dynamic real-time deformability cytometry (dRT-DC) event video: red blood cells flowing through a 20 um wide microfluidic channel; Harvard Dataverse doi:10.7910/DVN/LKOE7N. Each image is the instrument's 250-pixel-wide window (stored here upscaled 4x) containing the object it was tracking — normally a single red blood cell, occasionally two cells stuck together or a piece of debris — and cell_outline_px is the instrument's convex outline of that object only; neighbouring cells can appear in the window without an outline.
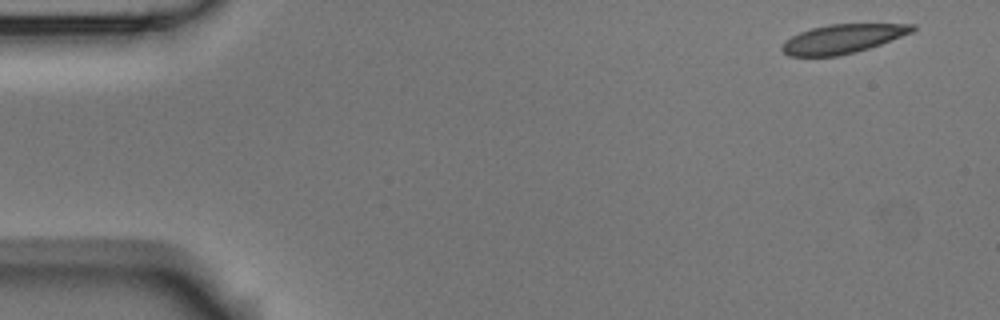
{"species": "Egyptian fruit bat (a non-hibernating species)", "species_latin": "Rousettus aegyptiacus", "temperature_condition": "room temperature", "stored_images_in_passage": 5, "camera_frame_rate_fps": 3000, "um_per_image_px": 0.085, "animal": {"sex": "male"}, "frame": {"image": 1, "passage_image": 1, "time_ms": 0.0, "image_size_px": [1000, 320], "cell_outline_px": [[916, 28], [912, 32], [880, 44], [868, 48], [836, 56], [788, 56], [780, 48], [792, 36], [800, 32], [812, 28], [828, 24], [916, 24]], "centroid_in_image_um": [71.62, 3.29], "position_along_channel_um": 13.4, "area_um2": 21.62}}
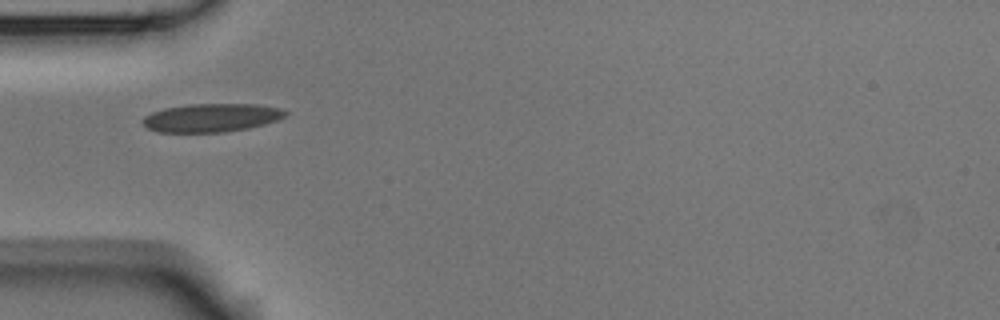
{"frame": {"image": 2, "passage_image": 5, "time_ms": 4.667, "image_size_px": [1000, 320], "cell_outline_px": [[288, 112], [284, 116], [276, 120], [264, 124], [248, 128], [224, 132], [156, 132], [148, 128], [140, 120], [144, 116], [152, 112], [164, 108], [188, 104], [256, 104], [280, 108]], "centroid_in_image_um": [17.93, 10.0], "position_along_channel_um": 67.1, "area_um2": 23.58}}